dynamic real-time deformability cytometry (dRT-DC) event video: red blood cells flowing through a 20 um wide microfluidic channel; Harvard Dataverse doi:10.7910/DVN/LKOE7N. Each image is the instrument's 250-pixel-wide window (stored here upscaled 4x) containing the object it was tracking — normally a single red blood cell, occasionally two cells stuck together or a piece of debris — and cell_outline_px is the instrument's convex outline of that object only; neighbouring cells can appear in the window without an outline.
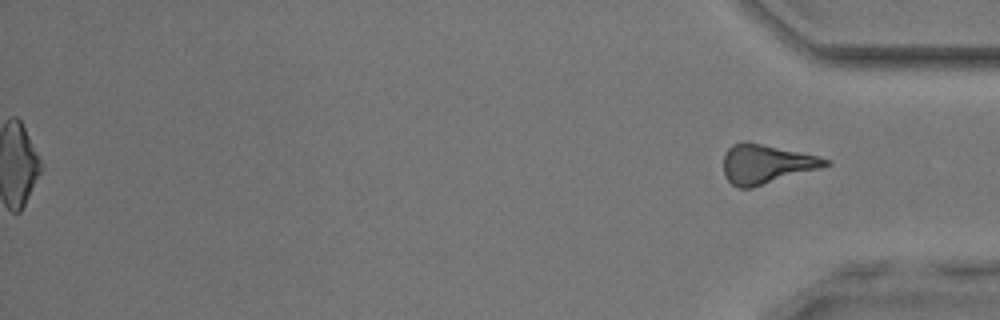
{"species": "common noctule bat (a hibernating species)", "species_latin": "Nyctalus noctula", "temperature_condition": "room temperature", "stored_images_in_passage": 46, "segment_of_instrument_passage": [2, 2], "camera_frame_rate_fps": 3000, "um_per_image_px": 0.085, "animal": {"sex": "male", "body_mass_g": 17.9, "forearm_length_mm": 54.2}, "frame": {"image": 1, "passage_image": 46, "time_ms": 15.0, "image_size_px": [1000, 320], "cell_outline_px": [[832, 164], [820, 168], [752, 188], [736, 188], [724, 176], [724, 152], [732, 144], [744, 140], [748, 140], [820, 156], [832, 160]], "centroid_in_image_um": [65.13, 13.92], "position_along_channel_um": 370.1, "area_um2": 23.76}}